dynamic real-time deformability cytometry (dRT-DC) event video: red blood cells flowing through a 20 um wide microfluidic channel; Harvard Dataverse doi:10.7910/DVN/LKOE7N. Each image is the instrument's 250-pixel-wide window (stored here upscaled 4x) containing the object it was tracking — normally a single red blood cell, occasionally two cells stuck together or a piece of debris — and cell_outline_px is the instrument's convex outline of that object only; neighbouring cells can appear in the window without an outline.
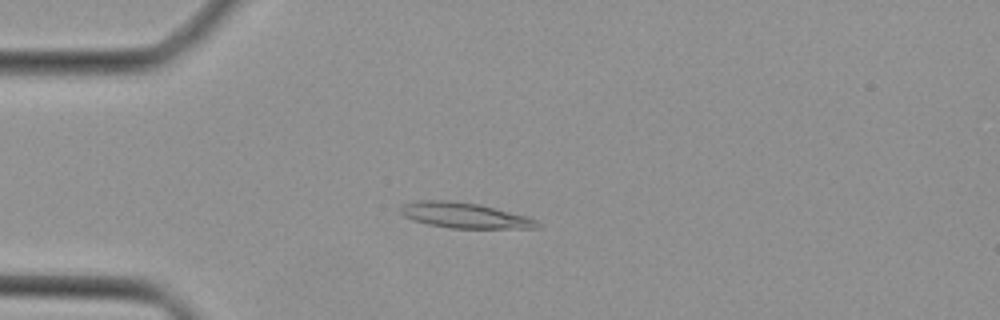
{"species": "Egyptian fruit bat (a non-hibernating species)", "species_latin": "Rousettus aegyptiacus", "temperature_condition": "cold", "stored_images_in_passage": 34, "camera_frame_rate_fps": 3000, "um_per_image_px": 0.085, "animal": {"sex": "female"}, "frame": {"image": 1, "passage_image": 11, "time_ms": 3.333, "image_size_px": [1000, 320], "cell_outline_px": [[540, 228], [448, 228], [428, 224], [412, 220], [404, 216], [400, 212], [400, 204], [416, 200], [448, 200], [480, 204], [528, 216], [536, 220], [540, 224]], "centroid_in_image_um": [39.46, 18.3], "position_along_channel_um": 45.5, "area_um2": 20.52}}
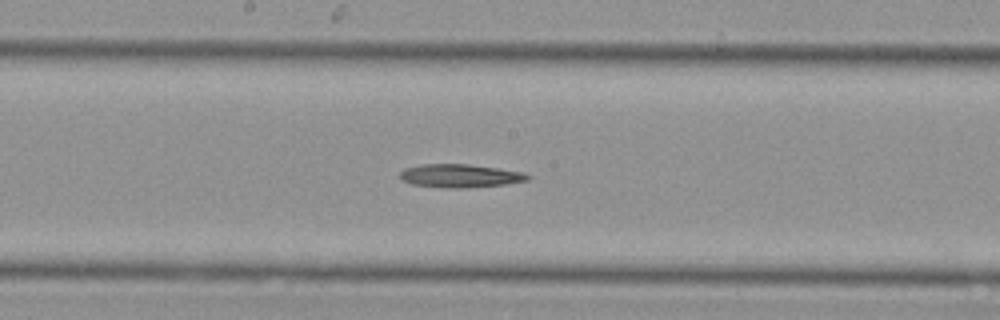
{"frame": {"image": 2, "passage_image": 23, "time_ms": 7.333, "image_size_px": [1000, 320], "cell_outline_px": [[532, 176], [528, 180], [504, 184], [468, 188], [448, 188], [412, 184], [400, 180], [400, 172], [404, 168], [424, 164], [468, 164], [524, 172]], "centroid_in_image_um": [39.1, 14.94], "position_along_channel_um": 209.1, "area_um2": 17.34}}
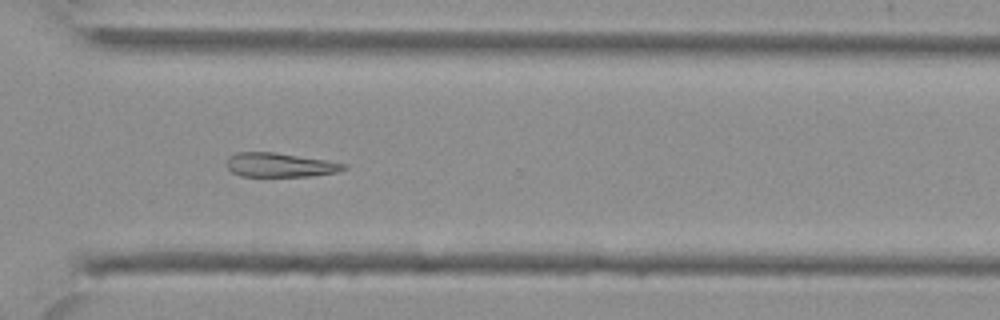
{"frame": {"image": 3, "passage_image": 32, "time_ms": 10.333, "image_size_px": [1000, 320], "cell_outline_px": [[348, 168], [336, 172], [312, 176], [240, 176], [232, 172], [224, 164], [236, 152], [276, 152], [328, 160], [348, 164]], "centroid_in_image_um": [23.83, 14.02], "position_along_channel_um": 346.8, "area_um2": 16.59}}